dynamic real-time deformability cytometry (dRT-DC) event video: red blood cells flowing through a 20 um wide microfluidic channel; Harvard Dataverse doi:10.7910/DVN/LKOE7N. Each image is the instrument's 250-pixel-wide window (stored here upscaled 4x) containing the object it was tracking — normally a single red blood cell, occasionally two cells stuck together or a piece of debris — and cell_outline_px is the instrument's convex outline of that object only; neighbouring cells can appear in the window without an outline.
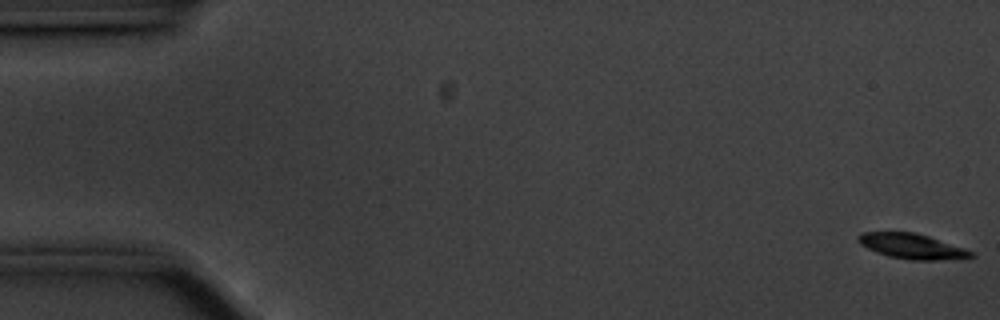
{"species": "common noctule bat (a hibernating species)", "species_latin": "Nyctalus noctula", "temperature_condition": "cold", "stored_images_in_passage": 57, "camera_frame_rate_fps": 3000, "um_per_image_px": 0.085, "animal": {"sex": "male", "body_mass_g": 20.1, "forearm_length_mm": 53.5}, "frame": {"image": 1, "passage_image": 1, "time_ms": 0.0, "image_size_px": [1000, 320], "cell_outline_px": [[976, 256], [936, 260], [912, 260], [888, 256], [876, 252], [860, 244], [856, 240], [856, 236], [860, 232], [912, 232], [928, 236], [964, 248], [972, 252]], "centroid_in_image_um": [77.44, 20.92], "position_along_channel_um": 7.6, "area_um2": 16.36}}
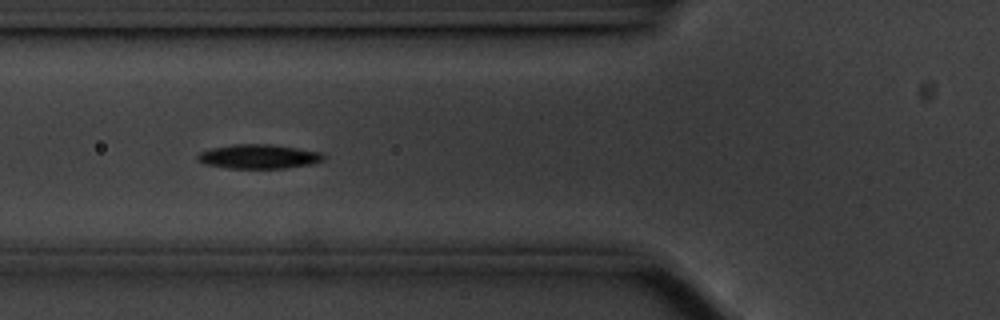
{"frame": {"image": 2, "passage_image": 21, "time_ms": 6.667, "image_size_px": [1000, 320], "cell_outline_px": [[324, 160], [312, 164], [284, 168], [228, 168], [204, 164], [196, 160], [196, 156], [200, 152], [212, 148], [232, 144], [272, 144], [324, 152]], "centroid_in_image_um": [22.0, 13.3], "position_along_channel_um": 103.8, "area_um2": 17.98}}
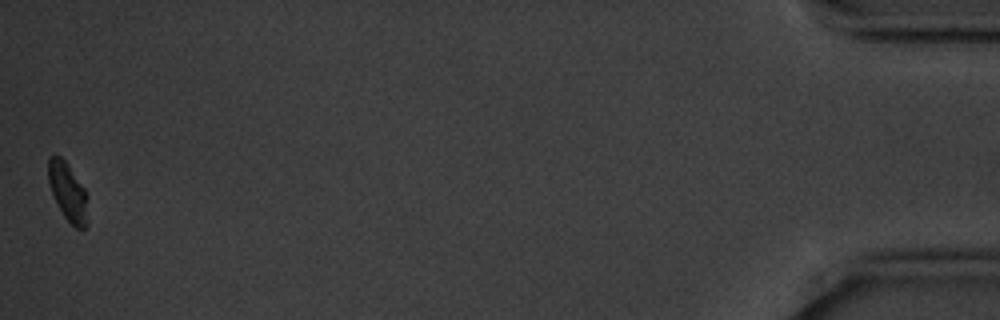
{"frame": {"image": 3, "passage_image": 57, "time_ms": 18.667, "image_size_px": [1000, 320], "cell_outline_px": [[88, 224], [84, 232], [76, 228], [64, 216], [56, 204], [48, 180], [48, 156], [60, 156], [64, 160], [84, 188], [88, 196]], "centroid_in_image_um": [5.8, 16.38], "position_along_channel_um": 429.4, "area_um2": 13.58}, "authors_computed_cell_mechanics": {"area_um2": 16.8198, "velocity_mm_per_s": 3.4931, "shape_relaxation_time_tau1_ms": 1.7689, "shape_relaxation_time_tau2_ms": null, "deformation_change_tau1": 0.0881, "deformation_change_tau2": null}}